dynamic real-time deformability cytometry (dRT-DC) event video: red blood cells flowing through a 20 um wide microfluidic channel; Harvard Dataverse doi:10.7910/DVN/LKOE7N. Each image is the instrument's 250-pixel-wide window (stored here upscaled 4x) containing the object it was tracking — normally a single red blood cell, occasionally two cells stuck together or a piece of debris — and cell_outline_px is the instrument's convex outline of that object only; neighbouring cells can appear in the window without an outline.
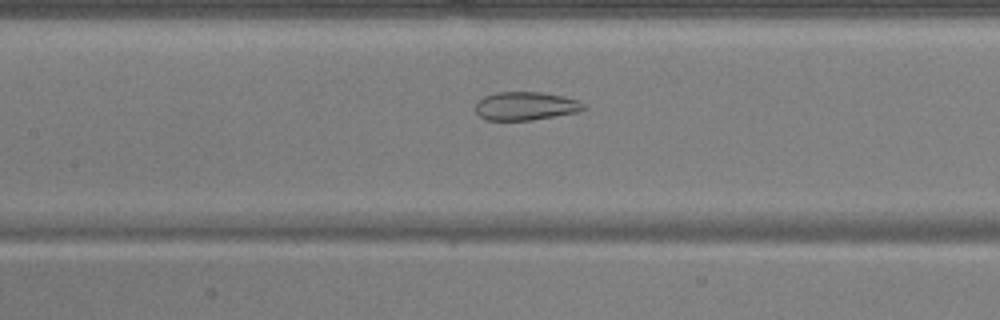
{"species": "common noctule bat (a hibernating species)", "species_latin": "Nyctalus noctula", "temperature_condition": "warm", "stored_images_in_passage": 55, "camera_frame_rate_fps": 3000, "um_per_image_px": 0.085, "animal": {"sex": "male", "body_mass_g": 17.9, "forearm_length_mm": 54.2}, "frame": {"image": 1, "passage_image": 26, "time_ms": 8.333, "image_size_px": [1000, 320], "cell_outline_px": [[588, 108], [576, 112], [532, 120], [484, 120], [476, 112], [476, 100], [484, 96], [496, 92], [540, 92], [564, 96], [580, 100]], "centroid_in_image_um": [44.67, 9.0], "position_along_channel_um": 162.7, "area_um2": 18.03}}
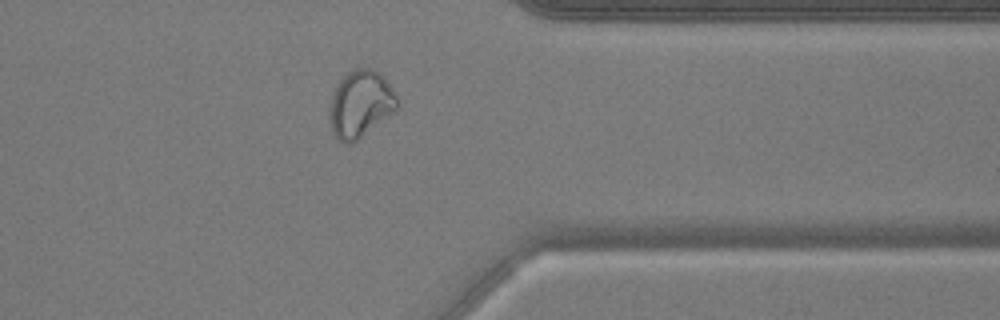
{"frame": {"image": 2, "passage_image": 44, "time_ms": 14.333, "image_size_px": [1000, 320], "cell_outline_px": [[396, 108], [352, 144], [344, 144], [332, 132], [328, 116], [332, 96], [336, 84], [352, 68], [372, 68], [384, 76], [392, 88], [396, 96]], "centroid_in_image_um": [30.59, 8.81], "position_along_channel_um": 380.8, "area_um2": 26.01}}
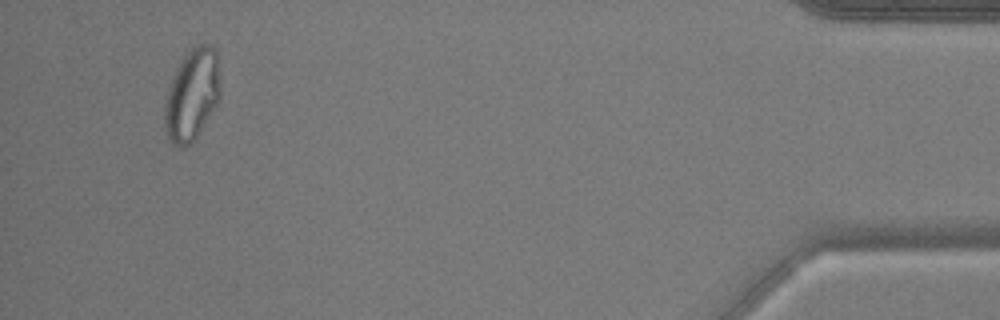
{"frame": {"image": 3, "passage_image": 52, "time_ms": 17.0, "image_size_px": [1000, 320], "cell_outline_px": [[220, 96], [216, 104], [200, 132], [184, 148], [180, 148], [172, 144], [164, 128], [164, 108], [168, 88], [172, 76], [176, 68], [184, 56], [192, 48], [200, 44], [208, 44], [216, 52], [220, 88]], "centroid_in_image_um": [16.29, 8.08], "position_along_channel_um": 418.9, "area_um2": 29.42}, "authors_computed_cell_mechanics": {"area_um2": 26.9926, "velocity_mm_per_s": 3.7481, "shape_relaxation_time_tau1_ms": null, "shape_relaxation_time_tau2_ms": 1.0278, "deformation_change_tau1": null, "deformation_change_tau2": 0.0768}}